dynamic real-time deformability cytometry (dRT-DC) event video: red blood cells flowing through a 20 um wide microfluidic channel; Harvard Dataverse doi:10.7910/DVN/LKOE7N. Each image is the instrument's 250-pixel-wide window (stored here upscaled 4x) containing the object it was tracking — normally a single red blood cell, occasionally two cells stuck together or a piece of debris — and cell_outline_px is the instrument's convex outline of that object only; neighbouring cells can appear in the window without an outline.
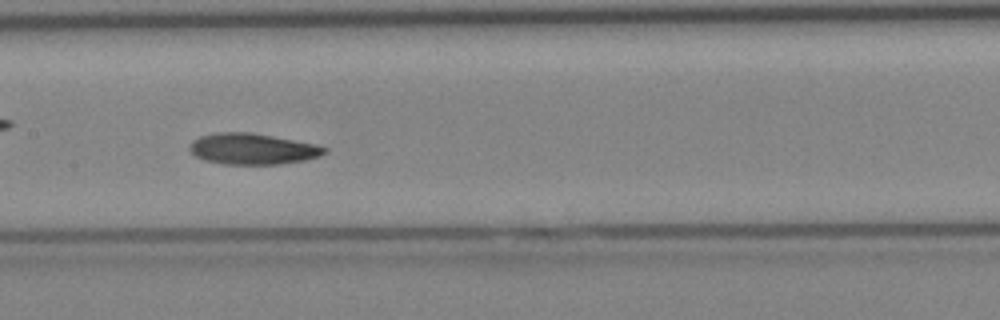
{"species": "Egyptian fruit bat (a non-hibernating species)", "species_latin": "Rousettus aegyptiacus", "temperature_condition": "cold", "stored_images_in_passage": 31, "camera_frame_rate_fps": 3000, "um_per_image_px": 0.085, "animal": {"sex": "female"}, "frame": {"image": 1, "passage_image": 10, "time_ms": 3.0, "image_size_px": [1000, 320], "cell_outline_px": [[328, 152], [320, 156], [304, 160], [280, 164], [224, 164], [204, 160], [196, 156], [188, 148], [192, 140], [200, 136], [216, 132], [252, 132], [316, 144], [328, 148]], "centroid_in_image_um": [21.47, 12.65], "position_along_channel_um": 185.9, "area_um2": 24.51}}
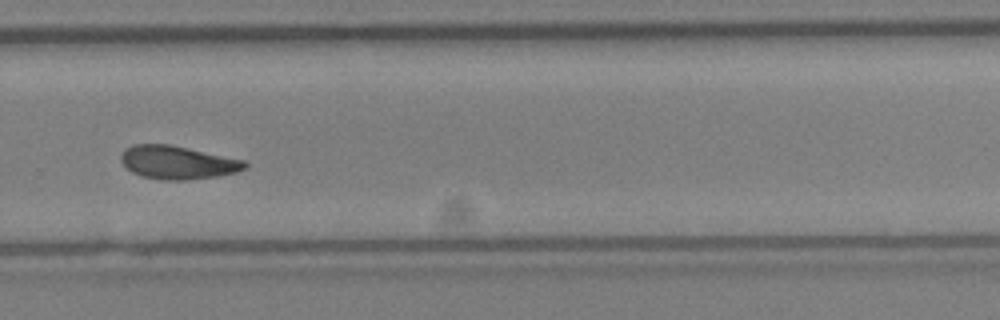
{"frame": {"image": 2, "passage_image": 18, "time_ms": 5.667, "image_size_px": [1000, 320], "cell_outline_px": [[248, 168], [236, 172], [216, 176], [184, 180], [164, 180], [140, 176], [132, 172], [120, 160], [120, 156], [124, 148], [132, 144], [168, 144], [244, 160], [248, 164]], "centroid_in_image_um": [15.07, 13.8], "position_along_channel_um": 314.7, "area_um2": 23.93}}
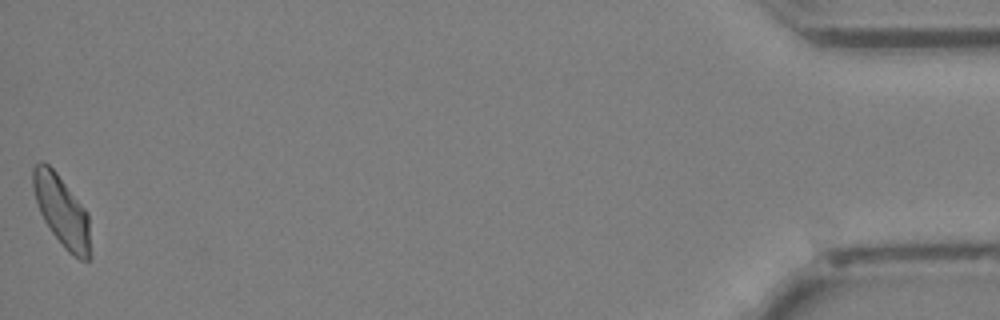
{"frame": {"image": 3, "passage_image": 31, "time_ms": 10.0, "image_size_px": [1000, 320], "cell_outline_px": [[88, 260], [80, 260], [68, 252], [64, 248], [52, 232], [44, 220], [40, 212], [32, 188], [32, 168], [40, 160], [44, 160], [56, 172], [88, 212]], "centroid_in_image_um": [5.2, 17.87], "position_along_channel_um": 430.0, "area_um2": 23.24}}